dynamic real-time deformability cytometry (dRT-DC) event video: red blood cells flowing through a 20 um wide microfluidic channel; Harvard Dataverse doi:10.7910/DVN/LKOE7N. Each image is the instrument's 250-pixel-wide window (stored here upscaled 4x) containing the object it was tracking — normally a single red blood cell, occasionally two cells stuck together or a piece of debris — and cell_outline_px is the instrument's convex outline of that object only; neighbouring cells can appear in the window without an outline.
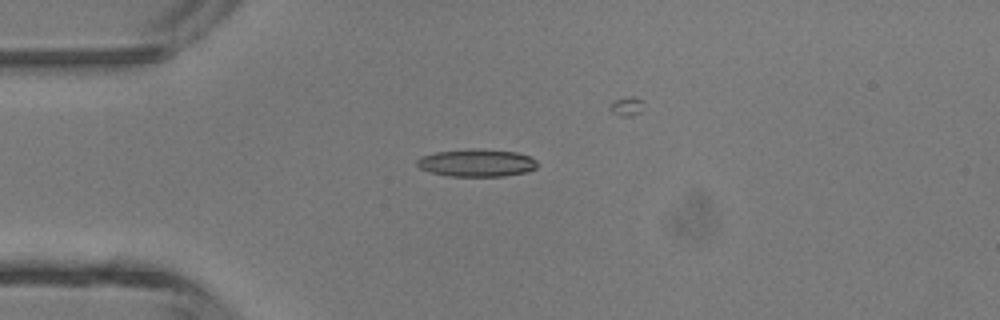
{"species": "common noctule bat (a hibernating species)", "species_latin": "Nyctalus noctula", "temperature_condition": "room temperature", "stored_images_in_passage": 2, "camera_frame_rate_fps": 3000, "um_per_image_px": 0.085, "animal": {"sex": "male", "body_mass_g": 13.3}, "frame": {"image": 1, "passage_image": 1, "time_ms": 0.0, "image_size_px": [1000, 320], "cell_outline_px": [[540, 164], [536, 168], [528, 172], [504, 176], [448, 176], [432, 172], [420, 168], [416, 164], [416, 160], [424, 156], [436, 152], [476, 148], [516, 152], [528, 156], [536, 160]], "centroid_in_image_um": [40.57, 13.85], "position_along_channel_um": 44.4, "area_um2": 19.31}}